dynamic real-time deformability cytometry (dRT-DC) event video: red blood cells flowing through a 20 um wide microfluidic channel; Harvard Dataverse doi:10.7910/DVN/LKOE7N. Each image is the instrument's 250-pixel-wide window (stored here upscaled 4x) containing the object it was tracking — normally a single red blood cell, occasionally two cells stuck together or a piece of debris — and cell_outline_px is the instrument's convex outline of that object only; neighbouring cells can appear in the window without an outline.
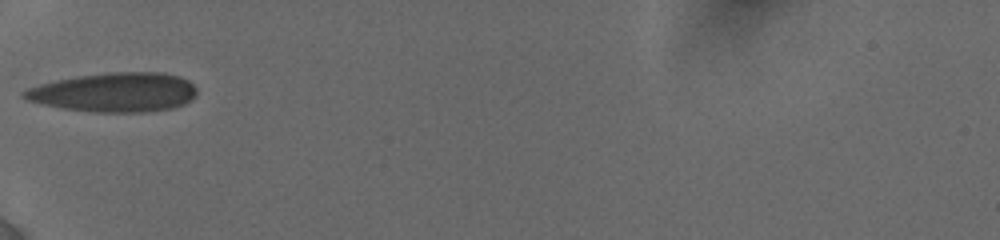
{"species": "human", "species_latin": "Homo sapiens", "temperature_condition": "cold", "stored_images_in_passage": 21, "camera_frame_rate_fps": 3000, "um_per_image_px": 0.085, "donor": {"sex": "female"}, "frame": {"image": 1, "passage_image": 1, "time_ms": 0.0, "image_size_px": [1000, 240], "cell_outline_px": [[196, 96], [192, 100], [184, 104], [172, 108], [144, 112], [92, 112], [64, 108], [44, 104], [28, 100], [20, 96], [28, 88], [40, 84], [56, 80], [80, 76], [108, 72], [164, 72], [180, 76], [188, 80], [196, 88]], "centroid_in_image_um": [9.79, 7.84], "position_along_channel_um": 75.2, "area_um2": 39.48}}